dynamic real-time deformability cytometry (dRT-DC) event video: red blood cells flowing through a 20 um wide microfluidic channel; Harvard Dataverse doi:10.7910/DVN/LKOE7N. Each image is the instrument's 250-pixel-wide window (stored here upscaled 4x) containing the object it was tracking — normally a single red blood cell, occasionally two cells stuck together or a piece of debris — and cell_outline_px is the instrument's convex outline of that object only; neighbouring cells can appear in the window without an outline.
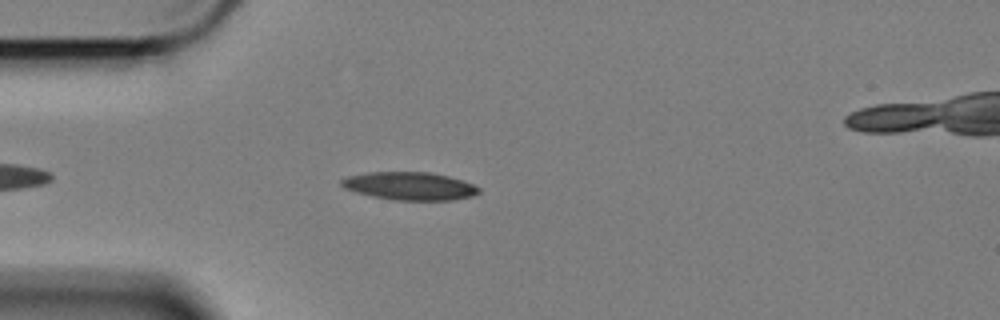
{"species": "Egyptian fruit bat (a non-hibernating species)", "species_latin": "Rousettus aegyptiacus", "temperature_condition": "cold", "stored_images_in_passage": 19, "camera_frame_rate_fps": 3000, "um_per_image_px": 0.085, "animal": {"sex": "female"}, "frame": {"image": 1, "passage_image": 7, "time_ms": 2.0, "image_size_px": [1000, 320], "cell_outline_px": [[480, 192], [472, 196], [452, 200], [392, 200], [372, 196], [356, 192], [344, 188], [340, 184], [340, 180], [348, 176], [372, 172], [428, 172], [448, 176], [472, 184], [480, 188]], "centroid_in_image_um": [34.81, 15.82], "position_along_channel_um": 50.2, "area_um2": 22.25}}
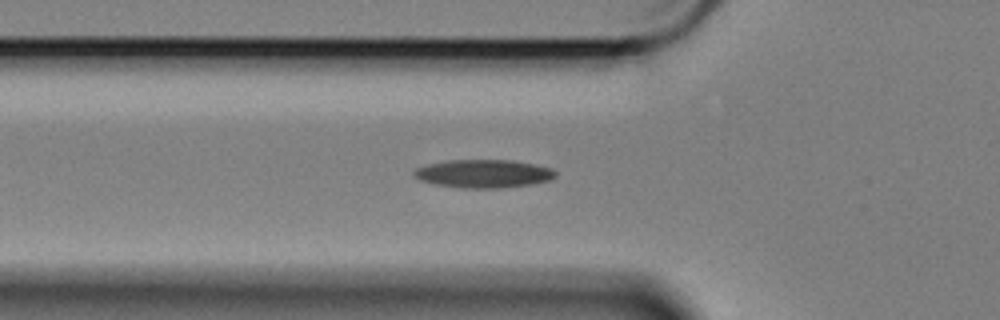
{"frame": {"image": 2, "passage_image": 11, "time_ms": 3.333, "image_size_px": [1000, 320], "cell_outline_px": [[556, 176], [548, 180], [532, 184], [500, 188], [460, 188], [436, 184], [420, 180], [412, 172], [416, 168], [428, 164], [448, 160], [512, 160], [552, 168], [556, 172]], "centroid_in_image_um": [41.1, 14.76], "position_along_channel_um": 84.7, "area_um2": 23.12}}
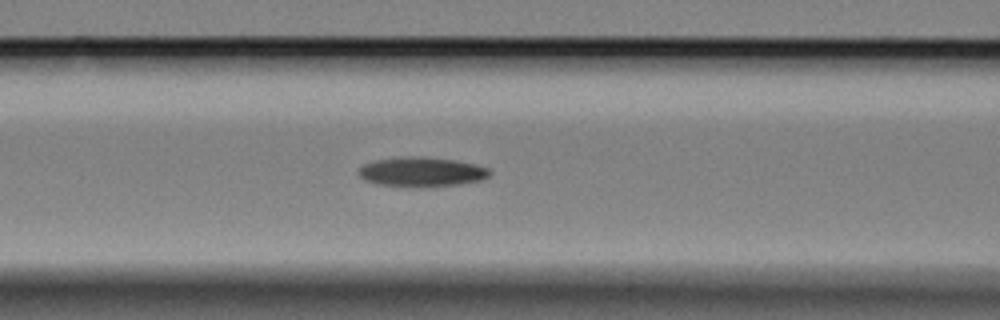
{"frame": {"image": 3, "passage_image": 15, "time_ms": 4.667, "image_size_px": [1000, 320], "cell_outline_px": [[492, 172], [488, 176], [480, 180], [460, 184], [420, 188], [376, 184], [364, 180], [356, 172], [364, 164], [376, 160], [404, 156], [424, 156], [452, 160], [476, 164], [488, 168]], "centroid_in_image_um": [35.82, 14.62], "position_along_channel_um": 130.8, "area_um2": 22.83}}